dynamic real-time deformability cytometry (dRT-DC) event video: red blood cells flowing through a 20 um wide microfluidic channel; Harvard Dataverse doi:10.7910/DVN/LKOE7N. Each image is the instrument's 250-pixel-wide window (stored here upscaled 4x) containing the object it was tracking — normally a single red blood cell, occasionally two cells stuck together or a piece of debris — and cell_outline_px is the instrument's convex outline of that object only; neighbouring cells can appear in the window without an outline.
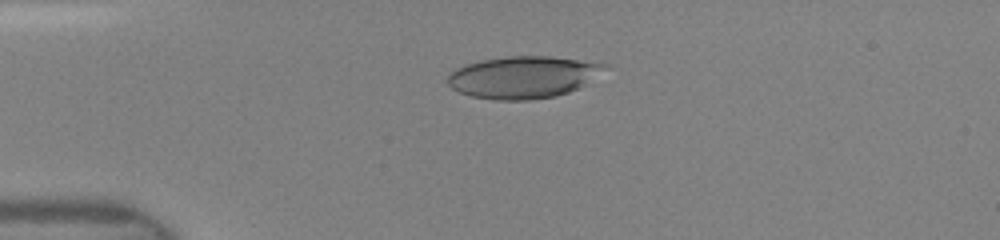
{"species": "human", "species_latin": "Homo sapiens", "temperature_condition": "room temperature", "stored_images_in_passage": 4, "camera_frame_rate_fps": 3000, "um_per_image_px": 0.085, "donor": {"sex": "female"}, "frame": {"image": 1, "passage_image": 1, "time_ms": 0.0, "image_size_px": [1000, 240], "cell_outline_px": [[608, 68], [584, 84], [568, 92], [556, 96], [528, 100], [496, 100], [472, 96], [460, 92], [452, 88], [448, 84], [448, 76], [456, 68], [464, 64], [480, 60], [508, 56], [548, 56], [608, 64]], "centroid_in_image_um": [44.44, 6.55], "position_along_channel_um": 40.6, "area_um2": 38.21}}